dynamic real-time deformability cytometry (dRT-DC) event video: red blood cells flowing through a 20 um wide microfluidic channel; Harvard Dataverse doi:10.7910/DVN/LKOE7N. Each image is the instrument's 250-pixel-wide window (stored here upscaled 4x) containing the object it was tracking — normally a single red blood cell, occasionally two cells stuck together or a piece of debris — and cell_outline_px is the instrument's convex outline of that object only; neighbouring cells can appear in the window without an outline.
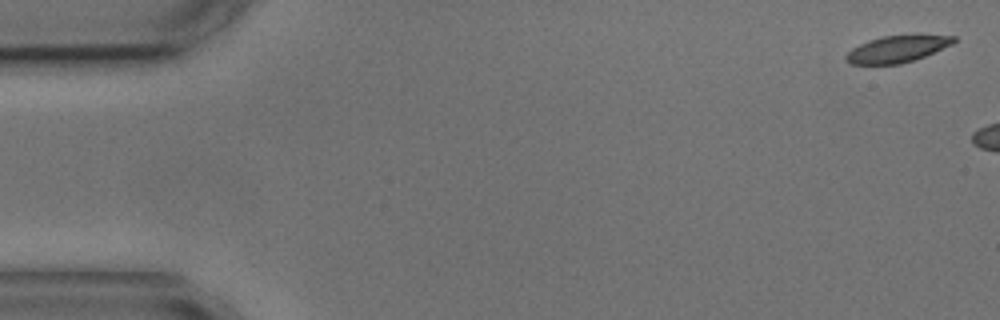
{"species": "common noctule bat (a hibernating species)", "species_latin": "Nyctalus noctula", "temperature_condition": "cold", "stored_images_in_passage": 2, "camera_frame_rate_fps": 3000, "um_per_image_px": 0.085, "animal": {"sex": "male", "body_mass_g": 17.9, "forearm_length_mm": 54.2}, "frame": {"image": 1, "passage_image": 1, "time_ms": 0.0, "image_size_px": [1000, 320], "cell_outline_px": [[956, 40], [952, 44], [924, 56], [900, 64], [852, 64], [844, 60], [844, 56], [852, 48], [868, 40], [884, 36], [956, 36]], "centroid_in_image_um": [76.19, 4.18], "position_along_channel_um": 8.8, "area_um2": 16.3}}